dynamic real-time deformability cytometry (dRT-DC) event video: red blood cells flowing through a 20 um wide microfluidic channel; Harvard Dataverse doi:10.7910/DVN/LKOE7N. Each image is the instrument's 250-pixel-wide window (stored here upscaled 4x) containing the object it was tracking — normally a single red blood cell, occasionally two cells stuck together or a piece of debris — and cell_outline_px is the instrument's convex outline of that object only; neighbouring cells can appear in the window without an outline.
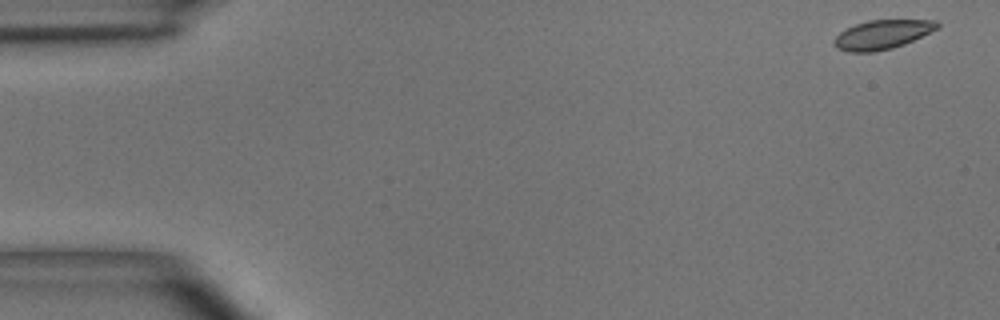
{"species": "common noctule bat (a hibernating species)", "species_latin": "Nyctalus noctula", "temperature_condition": "room temperature", "stored_images_in_passage": 5, "segment_of_instrument_passage": [1, 2], "camera_frame_rate_fps": 3000, "um_per_image_px": 0.085, "animal": {"sex": "male", "body_mass_g": 15.6}, "frame": {"image": 1, "passage_image": 1, "time_ms": 0.0, "image_size_px": [1000, 320], "cell_outline_px": [[940, 24], [936, 28], [904, 44], [892, 48], [872, 52], [848, 52], [836, 48], [832, 44], [832, 40], [840, 32], [856, 24], [868, 20], [936, 20]], "centroid_in_image_um": [74.92, 2.94], "position_along_channel_um": 10.1, "area_um2": 17.28}}